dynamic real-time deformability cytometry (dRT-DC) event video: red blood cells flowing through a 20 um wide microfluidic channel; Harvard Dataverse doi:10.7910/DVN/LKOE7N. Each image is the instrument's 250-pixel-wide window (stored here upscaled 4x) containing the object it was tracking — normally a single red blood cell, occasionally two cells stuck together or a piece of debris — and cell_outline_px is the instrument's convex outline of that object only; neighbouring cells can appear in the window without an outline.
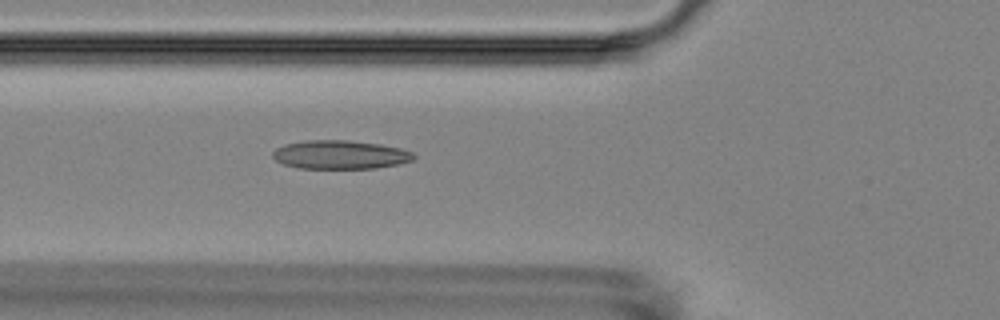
{"species": "Egyptian fruit bat (a non-hibernating species)", "species_latin": "Rousettus aegyptiacus", "temperature_condition": "room temperature", "stored_images_in_passage": 5, "camera_frame_rate_fps": 3000, "um_per_image_px": 0.085, "animal": {"sex": "female"}, "frame": {"image": 1, "passage_image": 5, "time_ms": 4.667, "image_size_px": [1000, 320], "cell_outline_px": [[416, 156], [412, 160], [400, 164], [376, 168], [296, 168], [284, 164], [276, 160], [272, 156], [272, 152], [276, 148], [284, 144], [308, 140], [348, 140], [380, 144], [400, 148], [412, 152]], "centroid_in_image_um": [28.91, 13.15], "position_along_channel_um": 96.9, "area_um2": 23.58}}